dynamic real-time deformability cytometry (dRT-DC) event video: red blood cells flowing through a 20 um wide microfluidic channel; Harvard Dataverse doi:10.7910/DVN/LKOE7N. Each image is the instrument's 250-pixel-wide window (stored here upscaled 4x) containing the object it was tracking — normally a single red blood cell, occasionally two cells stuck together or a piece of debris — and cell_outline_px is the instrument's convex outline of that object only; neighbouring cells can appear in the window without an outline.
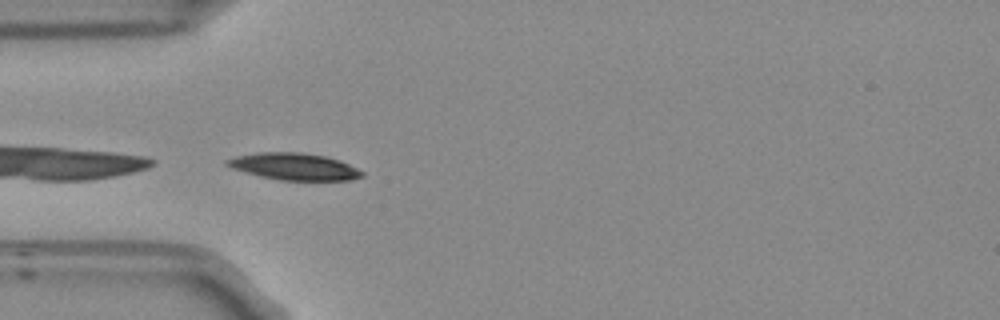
{"species": "Egyptian fruit bat (a non-hibernating species)", "species_latin": "Rousettus aegyptiacus", "temperature_condition": "room temperature", "stored_images_in_passage": 24, "camera_frame_rate_fps": 3000, "um_per_image_px": 0.085, "frame": {"image": 1, "passage_image": 1, "time_ms": 0.0, "image_size_px": [1000, 320], "cell_outline_px": [[364, 176], [352, 180], [280, 180], [260, 176], [244, 172], [232, 168], [224, 164], [224, 160], [236, 156], [260, 152], [300, 152], [324, 156], [340, 160], [364, 172]], "centroid_in_image_um": [24.99, 14.15], "position_along_channel_um": 60.0, "area_um2": 21.15}}
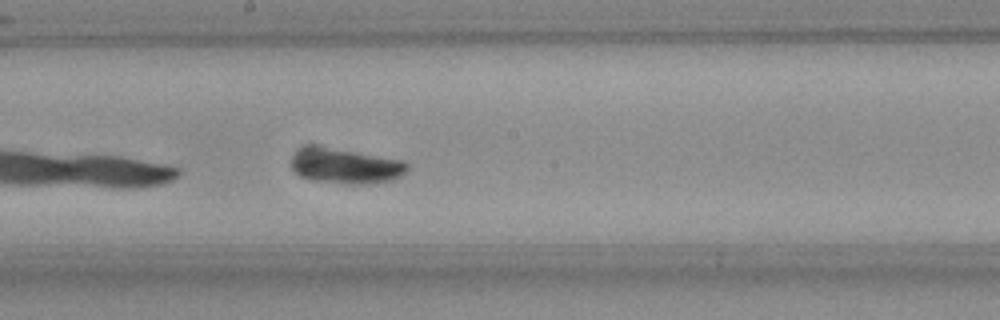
{"frame": {"image": 2, "passage_image": 14, "time_ms": 4.333, "image_size_px": [1000, 320], "cell_outline_px": [[408, 168], [400, 176], [392, 180], [376, 184], [344, 184], [312, 180], [300, 176], [292, 168], [292, 156], [296, 152], [304, 148], [316, 148], [352, 152], [404, 160], [408, 164]], "centroid_in_image_um": [29.43, 14.18], "position_along_channel_um": 218.8, "area_um2": 23.0}}
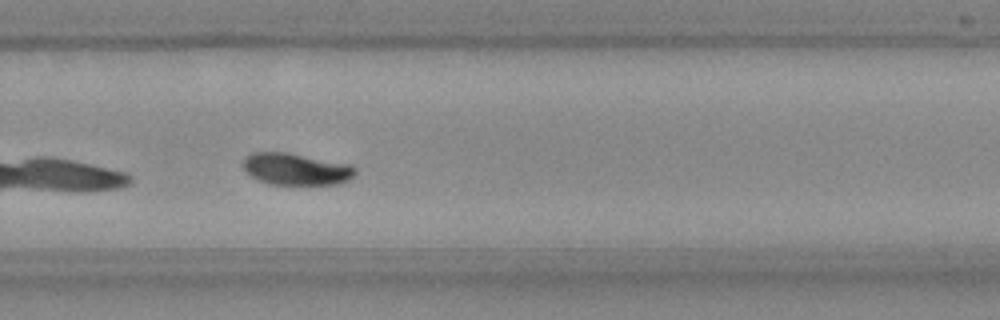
{"frame": {"image": 3, "passage_image": 21, "time_ms": 6.667, "image_size_px": [1000, 320], "cell_outline_px": [[356, 172], [348, 180], [336, 184], [268, 184], [256, 180], [244, 168], [244, 156], [252, 152], [284, 152], [348, 164], [356, 168]], "centroid_in_image_um": [25.12, 14.37], "position_along_channel_um": 304.7, "area_um2": 20.52}}